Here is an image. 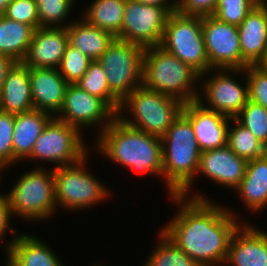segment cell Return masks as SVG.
<instances>
[{
	"instance_id": "f1b7e54d",
	"label": "cell",
	"mask_w": 267,
	"mask_h": 266,
	"mask_svg": "<svg viewBox=\"0 0 267 266\" xmlns=\"http://www.w3.org/2000/svg\"><path fill=\"white\" fill-rule=\"evenodd\" d=\"M158 231L160 239L158 238L156 247L151 249V253L142 266H199L161 230Z\"/></svg>"
},
{
	"instance_id": "74e56055",
	"label": "cell",
	"mask_w": 267,
	"mask_h": 266,
	"mask_svg": "<svg viewBox=\"0 0 267 266\" xmlns=\"http://www.w3.org/2000/svg\"><path fill=\"white\" fill-rule=\"evenodd\" d=\"M219 0H176V11L184 15H213Z\"/></svg>"
},
{
	"instance_id": "cb8c5ba5",
	"label": "cell",
	"mask_w": 267,
	"mask_h": 266,
	"mask_svg": "<svg viewBox=\"0 0 267 266\" xmlns=\"http://www.w3.org/2000/svg\"><path fill=\"white\" fill-rule=\"evenodd\" d=\"M5 253L17 266H66L46 242L27 232L18 234Z\"/></svg>"
},
{
	"instance_id": "ba28073f",
	"label": "cell",
	"mask_w": 267,
	"mask_h": 266,
	"mask_svg": "<svg viewBox=\"0 0 267 266\" xmlns=\"http://www.w3.org/2000/svg\"><path fill=\"white\" fill-rule=\"evenodd\" d=\"M160 46L199 75L210 70L202 31V16L170 14Z\"/></svg>"
},
{
	"instance_id": "e0dca14e",
	"label": "cell",
	"mask_w": 267,
	"mask_h": 266,
	"mask_svg": "<svg viewBox=\"0 0 267 266\" xmlns=\"http://www.w3.org/2000/svg\"><path fill=\"white\" fill-rule=\"evenodd\" d=\"M243 222L232 235L223 266H267V231Z\"/></svg>"
},
{
	"instance_id": "f546056e",
	"label": "cell",
	"mask_w": 267,
	"mask_h": 266,
	"mask_svg": "<svg viewBox=\"0 0 267 266\" xmlns=\"http://www.w3.org/2000/svg\"><path fill=\"white\" fill-rule=\"evenodd\" d=\"M106 77L102 65L94 60L89 64L83 77L75 84L90 95L102 99L117 114L121 102L110 92Z\"/></svg>"
},
{
	"instance_id": "4fadbf2b",
	"label": "cell",
	"mask_w": 267,
	"mask_h": 266,
	"mask_svg": "<svg viewBox=\"0 0 267 266\" xmlns=\"http://www.w3.org/2000/svg\"><path fill=\"white\" fill-rule=\"evenodd\" d=\"M116 113L100 98L90 95L76 84H69L65 91L64 102L60 112L55 116L60 121L82 130L99 129L101 134L112 123Z\"/></svg>"
},
{
	"instance_id": "bcb514c9",
	"label": "cell",
	"mask_w": 267,
	"mask_h": 266,
	"mask_svg": "<svg viewBox=\"0 0 267 266\" xmlns=\"http://www.w3.org/2000/svg\"><path fill=\"white\" fill-rule=\"evenodd\" d=\"M258 2H267V0H257Z\"/></svg>"
},
{
	"instance_id": "d6986e66",
	"label": "cell",
	"mask_w": 267,
	"mask_h": 266,
	"mask_svg": "<svg viewBox=\"0 0 267 266\" xmlns=\"http://www.w3.org/2000/svg\"><path fill=\"white\" fill-rule=\"evenodd\" d=\"M67 45L66 28H37L22 62L28 68H58Z\"/></svg>"
},
{
	"instance_id": "44dd1931",
	"label": "cell",
	"mask_w": 267,
	"mask_h": 266,
	"mask_svg": "<svg viewBox=\"0 0 267 266\" xmlns=\"http://www.w3.org/2000/svg\"><path fill=\"white\" fill-rule=\"evenodd\" d=\"M32 109L29 68L23 62H15L8 70L0 91V110L15 115Z\"/></svg>"
},
{
	"instance_id": "7c38bea8",
	"label": "cell",
	"mask_w": 267,
	"mask_h": 266,
	"mask_svg": "<svg viewBox=\"0 0 267 266\" xmlns=\"http://www.w3.org/2000/svg\"><path fill=\"white\" fill-rule=\"evenodd\" d=\"M176 6H157L126 0L123 23L117 39L142 48L160 46L168 18Z\"/></svg>"
},
{
	"instance_id": "5b68a950",
	"label": "cell",
	"mask_w": 267,
	"mask_h": 266,
	"mask_svg": "<svg viewBox=\"0 0 267 266\" xmlns=\"http://www.w3.org/2000/svg\"><path fill=\"white\" fill-rule=\"evenodd\" d=\"M183 105L176 98L149 90L142 85L121 102L116 116L131 127L162 138L181 114Z\"/></svg>"
},
{
	"instance_id": "4dcf8cb0",
	"label": "cell",
	"mask_w": 267,
	"mask_h": 266,
	"mask_svg": "<svg viewBox=\"0 0 267 266\" xmlns=\"http://www.w3.org/2000/svg\"><path fill=\"white\" fill-rule=\"evenodd\" d=\"M76 0H36L40 27L66 28ZM72 8V9H71ZM70 15V16H68ZM67 20V21H66Z\"/></svg>"
},
{
	"instance_id": "b9f144b4",
	"label": "cell",
	"mask_w": 267,
	"mask_h": 266,
	"mask_svg": "<svg viewBox=\"0 0 267 266\" xmlns=\"http://www.w3.org/2000/svg\"><path fill=\"white\" fill-rule=\"evenodd\" d=\"M12 0H0V16L4 15L5 10L7 8V5L11 2Z\"/></svg>"
},
{
	"instance_id": "f6af8a7d",
	"label": "cell",
	"mask_w": 267,
	"mask_h": 266,
	"mask_svg": "<svg viewBox=\"0 0 267 266\" xmlns=\"http://www.w3.org/2000/svg\"><path fill=\"white\" fill-rule=\"evenodd\" d=\"M3 172V170L0 168V181H1V173ZM1 184V183H0Z\"/></svg>"
},
{
	"instance_id": "ab89813d",
	"label": "cell",
	"mask_w": 267,
	"mask_h": 266,
	"mask_svg": "<svg viewBox=\"0 0 267 266\" xmlns=\"http://www.w3.org/2000/svg\"><path fill=\"white\" fill-rule=\"evenodd\" d=\"M15 62L9 57L0 54V91L2 89L8 70Z\"/></svg>"
},
{
	"instance_id": "d4e9b609",
	"label": "cell",
	"mask_w": 267,
	"mask_h": 266,
	"mask_svg": "<svg viewBox=\"0 0 267 266\" xmlns=\"http://www.w3.org/2000/svg\"><path fill=\"white\" fill-rule=\"evenodd\" d=\"M75 19L66 27L68 44L93 61L98 60L115 37L111 33L89 24L81 16Z\"/></svg>"
},
{
	"instance_id": "d590c367",
	"label": "cell",
	"mask_w": 267,
	"mask_h": 266,
	"mask_svg": "<svg viewBox=\"0 0 267 266\" xmlns=\"http://www.w3.org/2000/svg\"><path fill=\"white\" fill-rule=\"evenodd\" d=\"M13 130L14 114L0 110V168L3 171L13 166Z\"/></svg>"
},
{
	"instance_id": "83f0119b",
	"label": "cell",
	"mask_w": 267,
	"mask_h": 266,
	"mask_svg": "<svg viewBox=\"0 0 267 266\" xmlns=\"http://www.w3.org/2000/svg\"><path fill=\"white\" fill-rule=\"evenodd\" d=\"M228 146L239 157L247 161L261 157L267 153L266 146L235 118L230 120Z\"/></svg>"
},
{
	"instance_id": "1f68e13d",
	"label": "cell",
	"mask_w": 267,
	"mask_h": 266,
	"mask_svg": "<svg viewBox=\"0 0 267 266\" xmlns=\"http://www.w3.org/2000/svg\"><path fill=\"white\" fill-rule=\"evenodd\" d=\"M235 119L267 148V108L248 101Z\"/></svg>"
},
{
	"instance_id": "f35d334b",
	"label": "cell",
	"mask_w": 267,
	"mask_h": 266,
	"mask_svg": "<svg viewBox=\"0 0 267 266\" xmlns=\"http://www.w3.org/2000/svg\"><path fill=\"white\" fill-rule=\"evenodd\" d=\"M11 219L12 218V214H11V210L9 207V201L7 198V194H2V192L0 193V242L3 240L5 241V237H6V232L7 234L10 231V234L13 236V238L11 237L10 241L7 242V245L5 244V249L7 250L10 246L11 243L14 241V239L18 236L17 230L16 228L14 229L11 226ZM9 230V231H8Z\"/></svg>"
},
{
	"instance_id": "7402d4cb",
	"label": "cell",
	"mask_w": 267,
	"mask_h": 266,
	"mask_svg": "<svg viewBox=\"0 0 267 266\" xmlns=\"http://www.w3.org/2000/svg\"><path fill=\"white\" fill-rule=\"evenodd\" d=\"M52 118L51 114L37 109L14 115L13 166L31 155L36 140Z\"/></svg>"
},
{
	"instance_id": "60d3db41",
	"label": "cell",
	"mask_w": 267,
	"mask_h": 266,
	"mask_svg": "<svg viewBox=\"0 0 267 266\" xmlns=\"http://www.w3.org/2000/svg\"><path fill=\"white\" fill-rule=\"evenodd\" d=\"M135 1L141 2L142 4L157 5V6H176V0H135Z\"/></svg>"
},
{
	"instance_id": "e575fe53",
	"label": "cell",
	"mask_w": 267,
	"mask_h": 266,
	"mask_svg": "<svg viewBox=\"0 0 267 266\" xmlns=\"http://www.w3.org/2000/svg\"><path fill=\"white\" fill-rule=\"evenodd\" d=\"M244 71L249 101L267 108V72L259 65H248Z\"/></svg>"
},
{
	"instance_id": "8d00e7d4",
	"label": "cell",
	"mask_w": 267,
	"mask_h": 266,
	"mask_svg": "<svg viewBox=\"0 0 267 266\" xmlns=\"http://www.w3.org/2000/svg\"><path fill=\"white\" fill-rule=\"evenodd\" d=\"M4 16L30 25L34 30L39 28L36 0H12L7 5Z\"/></svg>"
},
{
	"instance_id": "52a82bcc",
	"label": "cell",
	"mask_w": 267,
	"mask_h": 266,
	"mask_svg": "<svg viewBox=\"0 0 267 266\" xmlns=\"http://www.w3.org/2000/svg\"><path fill=\"white\" fill-rule=\"evenodd\" d=\"M89 155L75 164L53 168L56 206L63 208V211L89 210L110 199L113 194L107 185L88 170Z\"/></svg>"
},
{
	"instance_id": "30bf717a",
	"label": "cell",
	"mask_w": 267,
	"mask_h": 266,
	"mask_svg": "<svg viewBox=\"0 0 267 266\" xmlns=\"http://www.w3.org/2000/svg\"><path fill=\"white\" fill-rule=\"evenodd\" d=\"M144 48L115 38L97 60L107 75L110 92L122 102L143 82Z\"/></svg>"
},
{
	"instance_id": "ee69618b",
	"label": "cell",
	"mask_w": 267,
	"mask_h": 266,
	"mask_svg": "<svg viewBox=\"0 0 267 266\" xmlns=\"http://www.w3.org/2000/svg\"><path fill=\"white\" fill-rule=\"evenodd\" d=\"M5 261H6V264H4V265H6V266H17L7 255H6V257H5Z\"/></svg>"
},
{
	"instance_id": "6da1fadb",
	"label": "cell",
	"mask_w": 267,
	"mask_h": 266,
	"mask_svg": "<svg viewBox=\"0 0 267 266\" xmlns=\"http://www.w3.org/2000/svg\"><path fill=\"white\" fill-rule=\"evenodd\" d=\"M169 199L178 210L160 230L199 266H223L232 235L246 220L212 200Z\"/></svg>"
},
{
	"instance_id": "603a6c76",
	"label": "cell",
	"mask_w": 267,
	"mask_h": 266,
	"mask_svg": "<svg viewBox=\"0 0 267 266\" xmlns=\"http://www.w3.org/2000/svg\"><path fill=\"white\" fill-rule=\"evenodd\" d=\"M235 191L248 211L255 214L267 208V153L247 162L245 176Z\"/></svg>"
},
{
	"instance_id": "ffe728a7",
	"label": "cell",
	"mask_w": 267,
	"mask_h": 266,
	"mask_svg": "<svg viewBox=\"0 0 267 266\" xmlns=\"http://www.w3.org/2000/svg\"><path fill=\"white\" fill-rule=\"evenodd\" d=\"M242 59L259 65L267 52V2H259L238 26Z\"/></svg>"
},
{
	"instance_id": "484cf974",
	"label": "cell",
	"mask_w": 267,
	"mask_h": 266,
	"mask_svg": "<svg viewBox=\"0 0 267 266\" xmlns=\"http://www.w3.org/2000/svg\"><path fill=\"white\" fill-rule=\"evenodd\" d=\"M34 29L27 24L0 16V54L22 62L28 52Z\"/></svg>"
},
{
	"instance_id": "836d02e7",
	"label": "cell",
	"mask_w": 267,
	"mask_h": 266,
	"mask_svg": "<svg viewBox=\"0 0 267 266\" xmlns=\"http://www.w3.org/2000/svg\"><path fill=\"white\" fill-rule=\"evenodd\" d=\"M258 3L257 0H219L213 16L219 21L239 26Z\"/></svg>"
},
{
	"instance_id": "4316f807",
	"label": "cell",
	"mask_w": 267,
	"mask_h": 266,
	"mask_svg": "<svg viewBox=\"0 0 267 266\" xmlns=\"http://www.w3.org/2000/svg\"><path fill=\"white\" fill-rule=\"evenodd\" d=\"M125 3L126 0H93L80 15L116 38L121 32Z\"/></svg>"
},
{
	"instance_id": "2e32d148",
	"label": "cell",
	"mask_w": 267,
	"mask_h": 266,
	"mask_svg": "<svg viewBox=\"0 0 267 266\" xmlns=\"http://www.w3.org/2000/svg\"><path fill=\"white\" fill-rule=\"evenodd\" d=\"M182 113L190 120L201 151L228 145L231 118L193 101L183 105Z\"/></svg>"
},
{
	"instance_id": "5bb4252c",
	"label": "cell",
	"mask_w": 267,
	"mask_h": 266,
	"mask_svg": "<svg viewBox=\"0 0 267 266\" xmlns=\"http://www.w3.org/2000/svg\"><path fill=\"white\" fill-rule=\"evenodd\" d=\"M206 55L211 69H245L238 26L219 21L213 15L202 16Z\"/></svg>"
},
{
	"instance_id": "277c9868",
	"label": "cell",
	"mask_w": 267,
	"mask_h": 266,
	"mask_svg": "<svg viewBox=\"0 0 267 266\" xmlns=\"http://www.w3.org/2000/svg\"><path fill=\"white\" fill-rule=\"evenodd\" d=\"M200 75L161 46L144 49L142 85L183 104L197 100Z\"/></svg>"
},
{
	"instance_id": "3957f363",
	"label": "cell",
	"mask_w": 267,
	"mask_h": 266,
	"mask_svg": "<svg viewBox=\"0 0 267 266\" xmlns=\"http://www.w3.org/2000/svg\"><path fill=\"white\" fill-rule=\"evenodd\" d=\"M162 139L163 172L168 196L181 195L188 198L208 199L199 193L191 194L194 189L201 150L198 146L190 120L181 112L168 128Z\"/></svg>"
},
{
	"instance_id": "ac0fdd59",
	"label": "cell",
	"mask_w": 267,
	"mask_h": 266,
	"mask_svg": "<svg viewBox=\"0 0 267 266\" xmlns=\"http://www.w3.org/2000/svg\"><path fill=\"white\" fill-rule=\"evenodd\" d=\"M34 109L55 117L61 110L69 83L57 68H29Z\"/></svg>"
},
{
	"instance_id": "9c48e42d",
	"label": "cell",
	"mask_w": 267,
	"mask_h": 266,
	"mask_svg": "<svg viewBox=\"0 0 267 266\" xmlns=\"http://www.w3.org/2000/svg\"><path fill=\"white\" fill-rule=\"evenodd\" d=\"M83 135L78 128L53 117L39 135L26 160L52 164V169L75 164L91 153L88 152L89 146L84 142L86 139Z\"/></svg>"
},
{
	"instance_id": "7a4b0ae2",
	"label": "cell",
	"mask_w": 267,
	"mask_h": 266,
	"mask_svg": "<svg viewBox=\"0 0 267 266\" xmlns=\"http://www.w3.org/2000/svg\"><path fill=\"white\" fill-rule=\"evenodd\" d=\"M94 145L95 153L127 170L162 178V139L125 124L117 116Z\"/></svg>"
},
{
	"instance_id": "9a60e30c",
	"label": "cell",
	"mask_w": 267,
	"mask_h": 266,
	"mask_svg": "<svg viewBox=\"0 0 267 266\" xmlns=\"http://www.w3.org/2000/svg\"><path fill=\"white\" fill-rule=\"evenodd\" d=\"M247 162L234 153L228 145L202 151L195 178L202 175L215 185L234 191L245 176Z\"/></svg>"
},
{
	"instance_id": "8fae6325",
	"label": "cell",
	"mask_w": 267,
	"mask_h": 266,
	"mask_svg": "<svg viewBox=\"0 0 267 266\" xmlns=\"http://www.w3.org/2000/svg\"><path fill=\"white\" fill-rule=\"evenodd\" d=\"M208 73L212 76H207ZM233 75L244 77L245 71L244 69H211L201 74L199 83L203 85L202 87L200 85L196 101L209 110L231 119L235 118L249 101V94L246 77L242 78V81H245L241 83ZM206 76L209 77L208 80Z\"/></svg>"
},
{
	"instance_id": "d6a6232c",
	"label": "cell",
	"mask_w": 267,
	"mask_h": 266,
	"mask_svg": "<svg viewBox=\"0 0 267 266\" xmlns=\"http://www.w3.org/2000/svg\"><path fill=\"white\" fill-rule=\"evenodd\" d=\"M92 61L88 56L68 44L57 69L69 84H75L83 77Z\"/></svg>"
},
{
	"instance_id": "7bdbcfd3",
	"label": "cell",
	"mask_w": 267,
	"mask_h": 266,
	"mask_svg": "<svg viewBox=\"0 0 267 266\" xmlns=\"http://www.w3.org/2000/svg\"><path fill=\"white\" fill-rule=\"evenodd\" d=\"M259 66L261 68H263L266 72H267V52L265 55V58L263 59V61L259 64Z\"/></svg>"
},
{
	"instance_id": "8992f818",
	"label": "cell",
	"mask_w": 267,
	"mask_h": 266,
	"mask_svg": "<svg viewBox=\"0 0 267 266\" xmlns=\"http://www.w3.org/2000/svg\"><path fill=\"white\" fill-rule=\"evenodd\" d=\"M7 198L12 217L21 220L47 221L59 210L55 200V179L52 168L41 165L26 170L19 176Z\"/></svg>"
}]
</instances>
